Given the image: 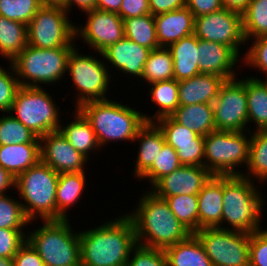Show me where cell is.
<instances>
[{
  "label": "cell",
  "instance_id": "obj_1",
  "mask_svg": "<svg viewBox=\"0 0 267 266\" xmlns=\"http://www.w3.org/2000/svg\"><path fill=\"white\" fill-rule=\"evenodd\" d=\"M79 238L81 266H126L137 245L135 226L128 214L79 231Z\"/></svg>",
  "mask_w": 267,
  "mask_h": 266
},
{
  "label": "cell",
  "instance_id": "obj_2",
  "mask_svg": "<svg viewBox=\"0 0 267 266\" xmlns=\"http://www.w3.org/2000/svg\"><path fill=\"white\" fill-rule=\"evenodd\" d=\"M138 203L136 209L128 213L135 226L137 244L165 250L192 234L177 219L166 200L150 190L142 194Z\"/></svg>",
  "mask_w": 267,
  "mask_h": 266
},
{
  "label": "cell",
  "instance_id": "obj_3",
  "mask_svg": "<svg viewBox=\"0 0 267 266\" xmlns=\"http://www.w3.org/2000/svg\"><path fill=\"white\" fill-rule=\"evenodd\" d=\"M262 197L249 178L242 175L223 176V211L221 224L217 228L244 233L261 229L262 207L265 206V198ZM225 221L229 223V228L222 226Z\"/></svg>",
  "mask_w": 267,
  "mask_h": 266
},
{
  "label": "cell",
  "instance_id": "obj_4",
  "mask_svg": "<svg viewBox=\"0 0 267 266\" xmlns=\"http://www.w3.org/2000/svg\"><path fill=\"white\" fill-rule=\"evenodd\" d=\"M77 109L91 123L100 148L110 141L134 142L139 129L146 123L140 111L115 100L89 101Z\"/></svg>",
  "mask_w": 267,
  "mask_h": 266
},
{
  "label": "cell",
  "instance_id": "obj_5",
  "mask_svg": "<svg viewBox=\"0 0 267 266\" xmlns=\"http://www.w3.org/2000/svg\"><path fill=\"white\" fill-rule=\"evenodd\" d=\"M59 173L41 160L15 178V189L21 196L28 220L40 217L43 221L56 220V191ZM37 217V218H36Z\"/></svg>",
  "mask_w": 267,
  "mask_h": 266
},
{
  "label": "cell",
  "instance_id": "obj_6",
  "mask_svg": "<svg viewBox=\"0 0 267 266\" xmlns=\"http://www.w3.org/2000/svg\"><path fill=\"white\" fill-rule=\"evenodd\" d=\"M27 233V241L39 253L45 266H81L79 232L69 219L43 221Z\"/></svg>",
  "mask_w": 267,
  "mask_h": 266
},
{
  "label": "cell",
  "instance_id": "obj_7",
  "mask_svg": "<svg viewBox=\"0 0 267 266\" xmlns=\"http://www.w3.org/2000/svg\"><path fill=\"white\" fill-rule=\"evenodd\" d=\"M74 48L40 49L27 44L11 62L20 86L42 87L40 83L56 84L66 74L68 58Z\"/></svg>",
  "mask_w": 267,
  "mask_h": 266
},
{
  "label": "cell",
  "instance_id": "obj_8",
  "mask_svg": "<svg viewBox=\"0 0 267 266\" xmlns=\"http://www.w3.org/2000/svg\"><path fill=\"white\" fill-rule=\"evenodd\" d=\"M251 131H214L204 136V167L216 176L242 175L235 169L249 162ZM245 133V134H244Z\"/></svg>",
  "mask_w": 267,
  "mask_h": 266
},
{
  "label": "cell",
  "instance_id": "obj_9",
  "mask_svg": "<svg viewBox=\"0 0 267 266\" xmlns=\"http://www.w3.org/2000/svg\"><path fill=\"white\" fill-rule=\"evenodd\" d=\"M54 102L41 87L21 86L9 113L41 138L49 132L58 131L61 125V111Z\"/></svg>",
  "mask_w": 267,
  "mask_h": 266
},
{
  "label": "cell",
  "instance_id": "obj_10",
  "mask_svg": "<svg viewBox=\"0 0 267 266\" xmlns=\"http://www.w3.org/2000/svg\"><path fill=\"white\" fill-rule=\"evenodd\" d=\"M67 72L77 90L76 109L89 101L107 100L111 73L103 60L82 55L74 48L68 58Z\"/></svg>",
  "mask_w": 267,
  "mask_h": 266
},
{
  "label": "cell",
  "instance_id": "obj_11",
  "mask_svg": "<svg viewBox=\"0 0 267 266\" xmlns=\"http://www.w3.org/2000/svg\"><path fill=\"white\" fill-rule=\"evenodd\" d=\"M64 8L42 6L27 25V44L40 49L76 47L75 24Z\"/></svg>",
  "mask_w": 267,
  "mask_h": 266
},
{
  "label": "cell",
  "instance_id": "obj_12",
  "mask_svg": "<svg viewBox=\"0 0 267 266\" xmlns=\"http://www.w3.org/2000/svg\"><path fill=\"white\" fill-rule=\"evenodd\" d=\"M213 266H249L250 234L220 228H202L194 233Z\"/></svg>",
  "mask_w": 267,
  "mask_h": 266
},
{
  "label": "cell",
  "instance_id": "obj_13",
  "mask_svg": "<svg viewBox=\"0 0 267 266\" xmlns=\"http://www.w3.org/2000/svg\"><path fill=\"white\" fill-rule=\"evenodd\" d=\"M213 111L217 131H250L244 78L225 80L213 102Z\"/></svg>",
  "mask_w": 267,
  "mask_h": 266
},
{
  "label": "cell",
  "instance_id": "obj_14",
  "mask_svg": "<svg viewBox=\"0 0 267 266\" xmlns=\"http://www.w3.org/2000/svg\"><path fill=\"white\" fill-rule=\"evenodd\" d=\"M194 35L200 40L218 42L229 46L239 57L246 39L242 13L222 8L194 18Z\"/></svg>",
  "mask_w": 267,
  "mask_h": 266
},
{
  "label": "cell",
  "instance_id": "obj_15",
  "mask_svg": "<svg viewBox=\"0 0 267 266\" xmlns=\"http://www.w3.org/2000/svg\"><path fill=\"white\" fill-rule=\"evenodd\" d=\"M88 18L85 25L75 26V38L80 37L99 56L108 46L125 36L124 21L117 13L91 9L85 11Z\"/></svg>",
  "mask_w": 267,
  "mask_h": 266
},
{
  "label": "cell",
  "instance_id": "obj_16",
  "mask_svg": "<svg viewBox=\"0 0 267 266\" xmlns=\"http://www.w3.org/2000/svg\"><path fill=\"white\" fill-rule=\"evenodd\" d=\"M164 134L165 142L177 152L182 165L204 167V136L177 123L171 116L155 121Z\"/></svg>",
  "mask_w": 267,
  "mask_h": 266
},
{
  "label": "cell",
  "instance_id": "obj_17",
  "mask_svg": "<svg viewBox=\"0 0 267 266\" xmlns=\"http://www.w3.org/2000/svg\"><path fill=\"white\" fill-rule=\"evenodd\" d=\"M40 152L41 161L59 174L84 172L89 160L76 151L59 130L40 138Z\"/></svg>",
  "mask_w": 267,
  "mask_h": 266
},
{
  "label": "cell",
  "instance_id": "obj_18",
  "mask_svg": "<svg viewBox=\"0 0 267 266\" xmlns=\"http://www.w3.org/2000/svg\"><path fill=\"white\" fill-rule=\"evenodd\" d=\"M213 175L202 166L181 165L159 179L149 190L159 198L198 195Z\"/></svg>",
  "mask_w": 267,
  "mask_h": 266
},
{
  "label": "cell",
  "instance_id": "obj_19",
  "mask_svg": "<svg viewBox=\"0 0 267 266\" xmlns=\"http://www.w3.org/2000/svg\"><path fill=\"white\" fill-rule=\"evenodd\" d=\"M151 51V49L138 45L124 36L100 54L106 59L105 62L111 63L120 73L124 72L141 79L145 62Z\"/></svg>",
  "mask_w": 267,
  "mask_h": 266
},
{
  "label": "cell",
  "instance_id": "obj_20",
  "mask_svg": "<svg viewBox=\"0 0 267 266\" xmlns=\"http://www.w3.org/2000/svg\"><path fill=\"white\" fill-rule=\"evenodd\" d=\"M239 57L229 46L199 39L198 68L200 73L222 76L226 80L237 77L234 66Z\"/></svg>",
  "mask_w": 267,
  "mask_h": 266
},
{
  "label": "cell",
  "instance_id": "obj_21",
  "mask_svg": "<svg viewBox=\"0 0 267 266\" xmlns=\"http://www.w3.org/2000/svg\"><path fill=\"white\" fill-rule=\"evenodd\" d=\"M154 19L160 47L168 48L181 38L194 34V16L186 6L155 15Z\"/></svg>",
  "mask_w": 267,
  "mask_h": 266
},
{
  "label": "cell",
  "instance_id": "obj_22",
  "mask_svg": "<svg viewBox=\"0 0 267 266\" xmlns=\"http://www.w3.org/2000/svg\"><path fill=\"white\" fill-rule=\"evenodd\" d=\"M225 80L222 76L200 73L192 78L178 81L179 106L213 104Z\"/></svg>",
  "mask_w": 267,
  "mask_h": 266
},
{
  "label": "cell",
  "instance_id": "obj_23",
  "mask_svg": "<svg viewBox=\"0 0 267 266\" xmlns=\"http://www.w3.org/2000/svg\"><path fill=\"white\" fill-rule=\"evenodd\" d=\"M223 176L213 175L198 193V230L221 224Z\"/></svg>",
  "mask_w": 267,
  "mask_h": 266
},
{
  "label": "cell",
  "instance_id": "obj_24",
  "mask_svg": "<svg viewBox=\"0 0 267 266\" xmlns=\"http://www.w3.org/2000/svg\"><path fill=\"white\" fill-rule=\"evenodd\" d=\"M134 141H138L140 145L134 168L135 178L140 180L152 167L166 142L163 132L155 122H146L139 129Z\"/></svg>",
  "mask_w": 267,
  "mask_h": 266
},
{
  "label": "cell",
  "instance_id": "obj_25",
  "mask_svg": "<svg viewBox=\"0 0 267 266\" xmlns=\"http://www.w3.org/2000/svg\"><path fill=\"white\" fill-rule=\"evenodd\" d=\"M168 49L172 54L176 81L200 74L198 68L199 39L194 34L174 42Z\"/></svg>",
  "mask_w": 267,
  "mask_h": 266
},
{
  "label": "cell",
  "instance_id": "obj_26",
  "mask_svg": "<svg viewBox=\"0 0 267 266\" xmlns=\"http://www.w3.org/2000/svg\"><path fill=\"white\" fill-rule=\"evenodd\" d=\"M41 160L40 143L0 146V166L14 178Z\"/></svg>",
  "mask_w": 267,
  "mask_h": 266
},
{
  "label": "cell",
  "instance_id": "obj_27",
  "mask_svg": "<svg viewBox=\"0 0 267 266\" xmlns=\"http://www.w3.org/2000/svg\"><path fill=\"white\" fill-rule=\"evenodd\" d=\"M171 117L177 123L201 136L216 131L213 104L197 103L179 106Z\"/></svg>",
  "mask_w": 267,
  "mask_h": 266
},
{
  "label": "cell",
  "instance_id": "obj_28",
  "mask_svg": "<svg viewBox=\"0 0 267 266\" xmlns=\"http://www.w3.org/2000/svg\"><path fill=\"white\" fill-rule=\"evenodd\" d=\"M164 251L168 266H213L201 241L194 233L186 240L169 246Z\"/></svg>",
  "mask_w": 267,
  "mask_h": 266
},
{
  "label": "cell",
  "instance_id": "obj_29",
  "mask_svg": "<svg viewBox=\"0 0 267 266\" xmlns=\"http://www.w3.org/2000/svg\"><path fill=\"white\" fill-rule=\"evenodd\" d=\"M74 111V119L70 124L64 126L61 124L59 131L76 151L89 159L91 150L96 151L95 149H99L100 146L91 123L78 109L75 108Z\"/></svg>",
  "mask_w": 267,
  "mask_h": 266
},
{
  "label": "cell",
  "instance_id": "obj_30",
  "mask_svg": "<svg viewBox=\"0 0 267 266\" xmlns=\"http://www.w3.org/2000/svg\"><path fill=\"white\" fill-rule=\"evenodd\" d=\"M85 172L60 173L56 191V220L68 219L67 209L80 199L85 187Z\"/></svg>",
  "mask_w": 267,
  "mask_h": 266
},
{
  "label": "cell",
  "instance_id": "obj_31",
  "mask_svg": "<svg viewBox=\"0 0 267 266\" xmlns=\"http://www.w3.org/2000/svg\"><path fill=\"white\" fill-rule=\"evenodd\" d=\"M245 89L248 103V124L254 122L256 131L267 130V84L262 78L247 77Z\"/></svg>",
  "mask_w": 267,
  "mask_h": 266
},
{
  "label": "cell",
  "instance_id": "obj_32",
  "mask_svg": "<svg viewBox=\"0 0 267 266\" xmlns=\"http://www.w3.org/2000/svg\"><path fill=\"white\" fill-rule=\"evenodd\" d=\"M27 46V25L0 16V55L11 63Z\"/></svg>",
  "mask_w": 267,
  "mask_h": 266
},
{
  "label": "cell",
  "instance_id": "obj_33",
  "mask_svg": "<svg viewBox=\"0 0 267 266\" xmlns=\"http://www.w3.org/2000/svg\"><path fill=\"white\" fill-rule=\"evenodd\" d=\"M149 89L151 101L157 105L156 113L149 117L143 114L146 122H155L159 118L171 116V114L179 107V90L178 81L175 79L164 80L150 84Z\"/></svg>",
  "mask_w": 267,
  "mask_h": 266
},
{
  "label": "cell",
  "instance_id": "obj_34",
  "mask_svg": "<svg viewBox=\"0 0 267 266\" xmlns=\"http://www.w3.org/2000/svg\"><path fill=\"white\" fill-rule=\"evenodd\" d=\"M250 136L249 146V162L247 165L246 174L242 176L249 178L254 182L257 178V182L261 184L267 181V130L255 129ZM255 178V179H254Z\"/></svg>",
  "mask_w": 267,
  "mask_h": 266
},
{
  "label": "cell",
  "instance_id": "obj_35",
  "mask_svg": "<svg viewBox=\"0 0 267 266\" xmlns=\"http://www.w3.org/2000/svg\"><path fill=\"white\" fill-rule=\"evenodd\" d=\"M125 37L151 50L159 48L155 19L152 14L124 19Z\"/></svg>",
  "mask_w": 267,
  "mask_h": 266
},
{
  "label": "cell",
  "instance_id": "obj_36",
  "mask_svg": "<svg viewBox=\"0 0 267 266\" xmlns=\"http://www.w3.org/2000/svg\"><path fill=\"white\" fill-rule=\"evenodd\" d=\"M141 78L150 84L174 79V62L168 48L159 47L150 52Z\"/></svg>",
  "mask_w": 267,
  "mask_h": 266
},
{
  "label": "cell",
  "instance_id": "obj_37",
  "mask_svg": "<svg viewBox=\"0 0 267 266\" xmlns=\"http://www.w3.org/2000/svg\"><path fill=\"white\" fill-rule=\"evenodd\" d=\"M246 41L267 35V0H250L242 12Z\"/></svg>",
  "mask_w": 267,
  "mask_h": 266
},
{
  "label": "cell",
  "instance_id": "obj_38",
  "mask_svg": "<svg viewBox=\"0 0 267 266\" xmlns=\"http://www.w3.org/2000/svg\"><path fill=\"white\" fill-rule=\"evenodd\" d=\"M165 199L177 219L192 233L198 231V195H176Z\"/></svg>",
  "mask_w": 267,
  "mask_h": 266
},
{
  "label": "cell",
  "instance_id": "obj_39",
  "mask_svg": "<svg viewBox=\"0 0 267 266\" xmlns=\"http://www.w3.org/2000/svg\"><path fill=\"white\" fill-rule=\"evenodd\" d=\"M4 115L0 117V146L40 143V138L10 113H4Z\"/></svg>",
  "mask_w": 267,
  "mask_h": 266
},
{
  "label": "cell",
  "instance_id": "obj_40",
  "mask_svg": "<svg viewBox=\"0 0 267 266\" xmlns=\"http://www.w3.org/2000/svg\"><path fill=\"white\" fill-rule=\"evenodd\" d=\"M181 165L176 150L165 143L152 167L140 179H148L149 184L153 186L159 179L177 170Z\"/></svg>",
  "mask_w": 267,
  "mask_h": 266
},
{
  "label": "cell",
  "instance_id": "obj_41",
  "mask_svg": "<svg viewBox=\"0 0 267 266\" xmlns=\"http://www.w3.org/2000/svg\"><path fill=\"white\" fill-rule=\"evenodd\" d=\"M41 7L39 0H0V16L28 25Z\"/></svg>",
  "mask_w": 267,
  "mask_h": 266
},
{
  "label": "cell",
  "instance_id": "obj_42",
  "mask_svg": "<svg viewBox=\"0 0 267 266\" xmlns=\"http://www.w3.org/2000/svg\"><path fill=\"white\" fill-rule=\"evenodd\" d=\"M28 224L30 221L24 213L22 202L7 194L0 195V228H25Z\"/></svg>",
  "mask_w": 267,
  "mask_h": 266
},
{
  "label": "cell",
  "instance_id": "obj_43",
  "mask_svg": "<svg viewBox=\"0 0 267 266\" xmlns=\"http://www.w3.org/2000/svg\"><path fill=\"white\" fill-rule=\"evenodd\" d=\"M9 71L0 66V112L9 113L16 93L21 87L13 65L10 63Z\"/></svg>",
  "mask_w": 267,
  "mask_h": 266
},
{
  "label": "cell",
  "instance_id": "obj_44",
  "mask_svg": "<svg viewBox=\"0 0 267 266\" xmlns=\"http://www.w3.org/2000/svg\"><path fill=\"white\" fill-rule=\"evenodd\" d=\"M126 266H168L166 253L162 249L137 244L131 251Z\"/></svg>",
  "mask_w": 267,
  "mask_h": 266
},
{
  "label": "cell",
  "instance_id": "obj_45",
  "mask_svg": "<svg viewBox=\"0 0 267 266\" xmlns=\"http://www.w3.org/2000/svg\"><path fill=\"white\" fill-rule=\"evenodd\" d=\"M24 228H0V257L13 259L19 248L27 241Z\"/></svg>",
  "mask_w": 267,
  "mask_h": 266
},
{
  "label": "cell",
  "instance_id": "obj_46",
  "mask_svg": "<svg viewBox=\"0 0 267 266\" xmlns=\"http://www.w3.org/2000/svg\"><path fill=\"white\" fill-rule=\"evenodd\" d=\"M251 47L244 54L243 63L252 68H258L267 76V35L251 39ZM255 40V41H254Z\"/></svg>",
  "mask_w": 267,
  "mask_h": 266
},
{
  "label": "cell",
  "instance_id": "obj_47",
  "mask_svg": "<svg viewBox=\"0 0 267 266\" xmlns=\"http://www.w3.org/2000/svg\"><path fill=\"white\" fill-rule=\"evenodd\" d=\"M249 266H267V228L250 234Z\"/></svg>",
  "mask_w": 267,
  "mask_h": 266
},
{
  "label": "cell",
  "instance_id": "obj_48",
  "mask_svg": "<svg viewBox=\"0 0 267 266\" xmlns=\"http://www.w3.org/2000/svg\"><path fill=\"white\" fill-rule=\"evenodd\" d=\"M13 266H45L39 253L26 241L14 255Z\"/></svg>",
  "mask_w": 267,
  "mask_h": 266
},
{
  "label": "cell",
  "instance_id": "obj_49",
  "mask_svg": "<svg viewBox=\"0 0 267 266\" xmlns=\"http://www.w3.org/2000/svg\"><path fill=\"white\" fill-rule=\"evenodd\" d=\"M150 14L149 0H123L118 15L124 20Z\"/></svg>",
  "mask_w": 267,
  "mask_h": 266
},
{
  "label": "cell",
  "instance_id": "obj_50",
  "mask_svg": "<svg viewBox=\"0 0 267 266\" xmlns=\"http://www.w3.org/2000/svg\"><path fill=\"white\" fill-rule=\"evenodd\" d=\"M185 6L193 13L194 18L223 8L221 0H186Z\"/></svg>",
  "mask_w": 267,
  "mask_h": 266
},
{
  "label": "cell",
  "instance_id": "obj_51",
  "mask_svg": "<svg viewBox=\"0 0 267 266\" xmlns=\"http://www.w3.org/2000/svg\"><path fill=\"white\" fill-rule=\"evenodd\" d=\"M186 0H149L150 14L153 16L185 7Z\"/></svg>",
  "mask_w": 267,
  "mask_h": 266
},
{
  "label": "cell",
  "instance_id": "obj_52",
  "mask_svg": "<svg viewBox=\"0 0 267 266\" xmlns=\"http://www.w3.org/2000/svg\"><path fill=\"white\" fill-rule=\"evenodd\" d=\"M97 0H64V9L69 13L73 5L77 6L79 10L88 11L95 9Z\"/></svg>",
  "mask_w": 267,
  "mask_h": 266
},
{
  "label": "cell",
  "instance_id": "obj_53",
  "mask_svg": "<svg viewBox=\"0 0 267 266\" xmlns=\"http://www.w3.org/2000/svg\"><path fill=\"white\" fill-rule=\"evenodd\" d=\"M123 0H97L95 9L111 13H119Z\"/></svg>",
  "mask_w": 267,
  "mask_h": 266
},
{
  "label": "cell",
  "instance_id": "obj_54",
  "mask_svg": "<svg viewBox=\"0 0 267 266\" xmlns=\"http://www.w3.org/2000/svg\"><path fill=\"white\" fill-rule=\"evenodd\" d=\"M15 187V178L0 166V195L6 194L5 190Z\"/></svg>",
  "mask_w": 267,
  "mask_h": 266
},
{
  "label": "cell",
  "instance_id": "obj_55",
  "mask_svg": "<svg viewBox=\"0 0 267 266\" xmlns=\"http://www.w3.org/2000/svg\"><path fill=\"white\" fill-rule=\"evenodd\" d=\"M250 0H221L223 8L242 13L249 5Z\"/></svg>",
  "mask_w": 267,
  "mask_h": 266
},
{
  "label": "cell",
  "instance_id": "obj_56",
  "mask_svg": "<svg viewBox=\"0 0 267 266\" xmlns=\"http://www.w3.org/2000/svg\"><path fill=\"white\" fill-rule=\"evenodd\" d=\"M42 6L64 8V0H39Z\"/></svg>",
  "mask_w": 267,
  "mask_h": 266
},
{
  "label": "cell",
  "instance_id": "obj_57",
  "mask_svg": "<svg viewBox=\"0 0 267 266\" xmlns=\"http://www.w3.org/2000/svg\"><path fill=\"white\" fill-rule=\"evenodd\" d=\"M0 266H13L12 259L0 257Z\"/></svg>",
  "mask_w": 267,
  "mask_h": 266
}]
</instances>
